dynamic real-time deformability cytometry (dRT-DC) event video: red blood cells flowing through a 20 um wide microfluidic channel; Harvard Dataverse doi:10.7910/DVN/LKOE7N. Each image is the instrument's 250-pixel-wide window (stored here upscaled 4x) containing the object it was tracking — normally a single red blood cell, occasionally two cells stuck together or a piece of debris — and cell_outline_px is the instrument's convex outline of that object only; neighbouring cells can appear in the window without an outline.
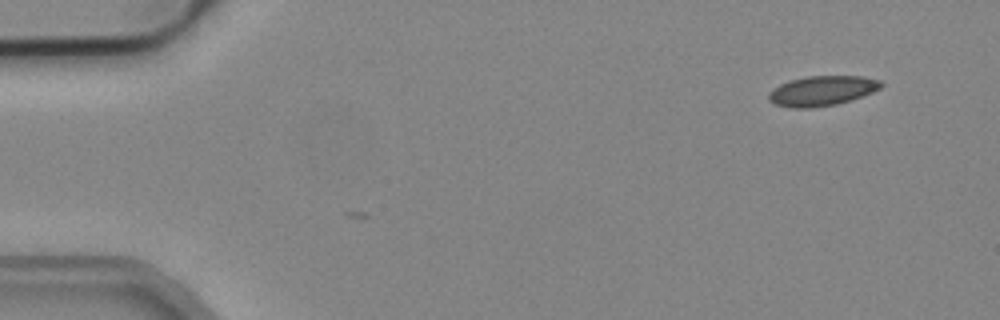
{"species": "common noctule bat (a hibernating species)", "species_latin": "Nyctalus noctula", "temperature_condition": "cold", "stored_images_in_passage": 2, "camera_frame_rate_fps": 3000, "um_per_image_px": 0.085, "animal": {"sex": "male", "body_mass_g": 19.2, "forearm_length_mm": 51.8}, "frame": {"image": 1, "passage_image": 2, "time_ms": 0.333, "image_size_px": [1000, 320], "cell_outline_px": [[884, 84], [880, 88], [872, 92], [852, 100], [836, 104], [808, 108], [792, 108], [776, 104], [768, 100], [768, 92], [772, 88], [780, 84], [804, 76], [864, 76], [880, 80]], "centroid_in_image_um": [69.87, 7.71], "position_along_channel_um": 15.1, "area_um2": 19.65}}